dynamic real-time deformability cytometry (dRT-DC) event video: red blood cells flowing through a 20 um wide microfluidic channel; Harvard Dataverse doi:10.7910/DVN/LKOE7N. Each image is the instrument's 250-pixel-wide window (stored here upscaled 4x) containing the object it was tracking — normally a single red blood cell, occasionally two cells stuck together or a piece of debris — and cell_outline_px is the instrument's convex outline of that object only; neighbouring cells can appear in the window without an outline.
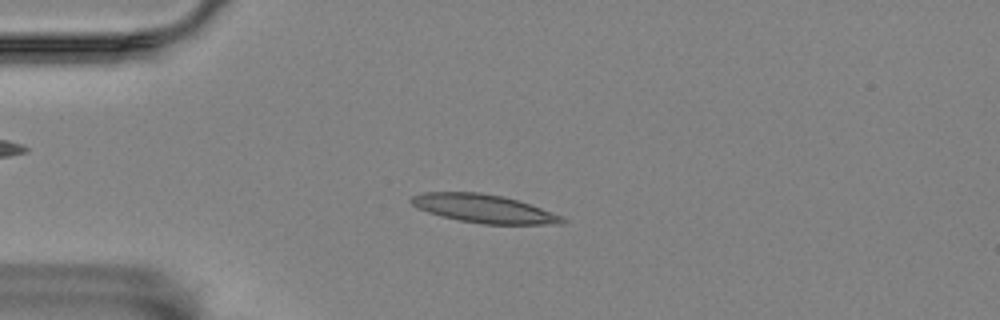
{"species": "Egyptian fruit bat (a non-hibernating species)", "species_latin": "Rousettus aegyptiacus", "temperature_condition": "room temperature", "stored_images_in_passage": 4, "camera_frame_rate_fps": 3000, "um_per_image_px": 0.085, "animal": {"sex": "female"}, "frame": {"image": 1, "passage_image": 3, "time_ms": 2.333, "image_size_px": [1000, 320], "cell_outline_px": [[568, 220], [564, 224], [484, 224], [460, 220], [440, 216], [416, 208], [408, 200], [412, 196], [424, 192], [480, 192], [500, 196], [516, 200], [564, 216]], "centroid_in_image_um": [41.11, 17.74], "position_along_channel_um": 43.9, "area_um2": 24.85}}